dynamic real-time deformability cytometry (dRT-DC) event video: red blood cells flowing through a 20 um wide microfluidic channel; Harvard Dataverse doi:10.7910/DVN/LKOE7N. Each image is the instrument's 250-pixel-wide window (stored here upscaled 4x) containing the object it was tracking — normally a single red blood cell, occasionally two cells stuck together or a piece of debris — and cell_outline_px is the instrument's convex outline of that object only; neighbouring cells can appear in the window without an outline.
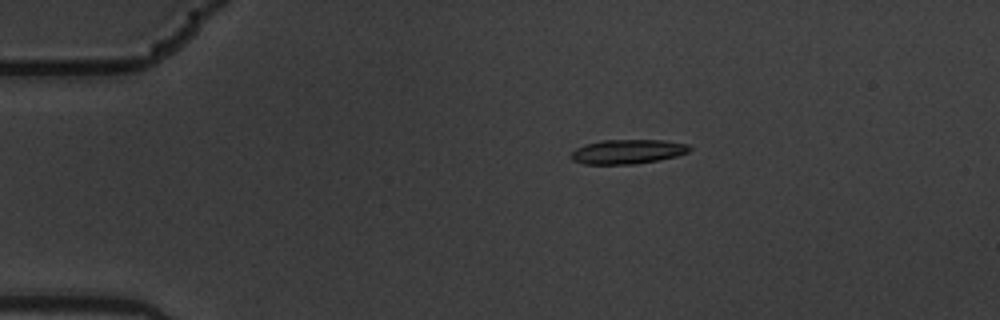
{"species": "common noctule bat (a hibernating species)", "species_latin": "Nyctalus noctula", "temperature_condition": "warm", "stored_images_in_passage": 6, "camera_frame_rate_fps": 3000, "um_per_image_px": 0.085, "animal": {"sex": "male", "body_mass_g": 19.5, "forearm_length_mm": 54.6}, "frame": {"image": 1, "passage_image": 3, "time_ms": 0.667, "image_size_px": [1000, 320], "cell_outline_px": [[692, 148], [688, 152], [676, 156], [660, 160], [632, 164], [584, 164], [572, 160], [568, 156], [576, 148], [584, 144], [604, 140], [664, 140], [688, 144]], "centroid_in_image_um": [53.33, 12.89], "position_along_channel_um": 31.7, "area_um2": 16.94}}
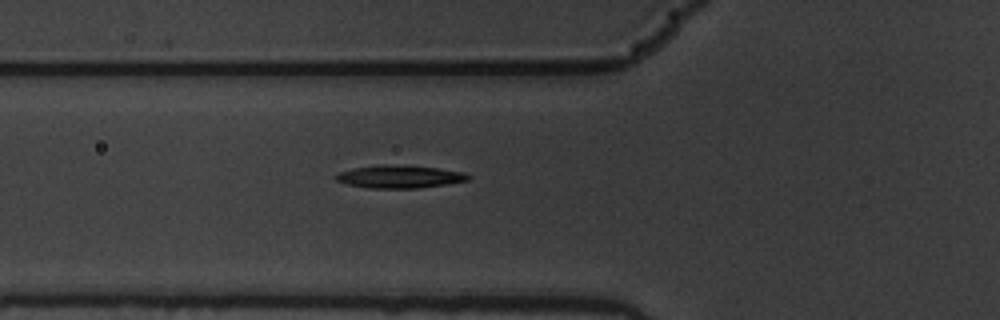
{"frame": {"image": 2, "passage_image": 6, "time_ms": 1.667, "image_size_px": [1000, 320], "cell_outline_px": [[472, 176], [468, 180], [448, 184], [420, 188], [368, 188], [348, 184], [336, 180], [332, 176], [340, 172], [352, 168], [380, 164], [384, 164], [436, 168], [464, 172]], "centroid_in_image_um": [33.95, 15.02], "position_along_channel_um": 91.9, "area_um2": 17.57}}